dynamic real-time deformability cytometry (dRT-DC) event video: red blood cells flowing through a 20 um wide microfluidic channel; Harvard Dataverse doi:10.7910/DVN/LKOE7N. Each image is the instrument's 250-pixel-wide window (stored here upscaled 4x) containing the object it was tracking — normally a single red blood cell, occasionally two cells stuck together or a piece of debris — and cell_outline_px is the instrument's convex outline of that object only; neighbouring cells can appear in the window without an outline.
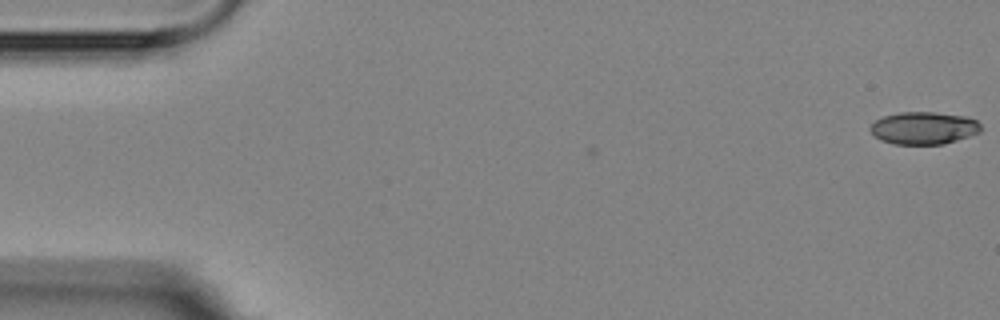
{"species": "Egyptian fruit bat (a non-hibernating species)", "species_latin": "Rousettus aegyptiacus", "temperature_condition": "room temperature", "stored_images_in_passage": 6, "camera_frame_rate_fps": 3000, "um_per_image_px": 0.085, "animal": {"sex": "female"}, "frame": {"image": 1, "passage_image": 1, "time_ms": 0.0, "image_size_px": [1000, 320], "cell_outline_px": [[980, 132], [944, 144], [892, 144], [880, 140], [868, 128], [876, 120], [884, 116], [900, 112], [932, 112], [968, 116], [976, 120], [980, 124]], "centroid_in_image_um": [78.51, 10.88], "position_along_channel_um": 6.5, "area_um2": 20.87}}
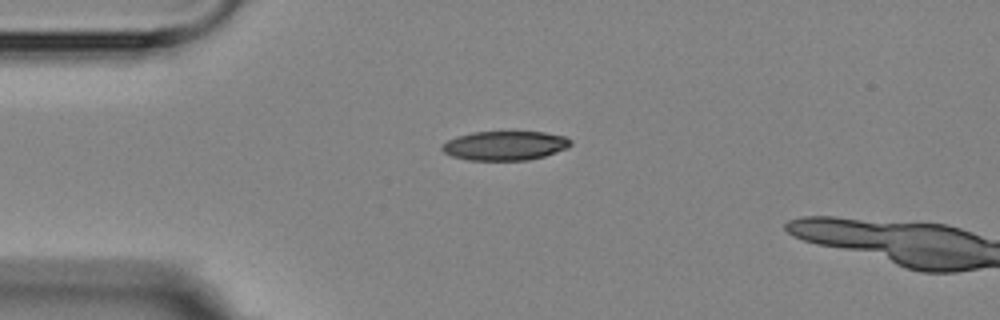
{"frame": {"image": 2, "passage_image": 5, "time_ms": 4.333, "image_size_px": [1000, 320], "cell_outline_px": [[572, 144], [568, 148], [544, 156], [528, 160], [468, 160], [452, 156], [444, 152], [440, 148], [448, 140], [456, 136], [472, 132], [544, 132], [564, 136], [572, 140]], "centroid_in_image_um": [42.93, 12.38], "position_along_channel_um": 42.1, "area_um2": 21.91}}